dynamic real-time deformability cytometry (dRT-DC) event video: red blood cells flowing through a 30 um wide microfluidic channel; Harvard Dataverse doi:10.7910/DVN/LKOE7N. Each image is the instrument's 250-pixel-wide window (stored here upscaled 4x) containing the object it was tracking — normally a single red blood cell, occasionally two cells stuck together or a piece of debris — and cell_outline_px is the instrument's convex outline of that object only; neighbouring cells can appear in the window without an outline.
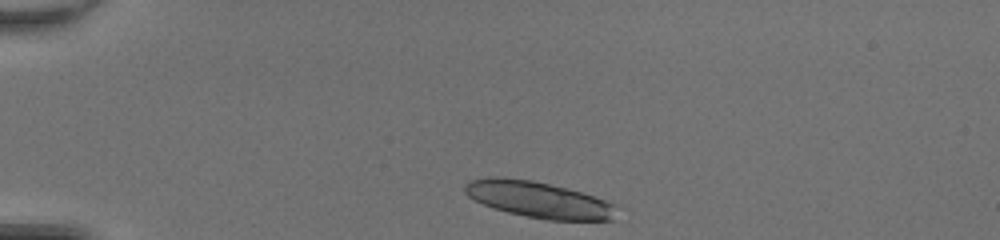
{"species": "common noctule bat (a hibernating species)", "species_latin": "Nyctalus noctula", "temperature_condition": "room temperature", "stored_images_in_passage": 38, "segment_of_instrument_passage": [1, 2], "camera_frame_rate_fps": 3000, "um_per_image_px": 0.085, "animal": {"sex": "female", "body_mass_g": 20.0, "forearm_length_mm": 54.0}, "frame": {"image": 1, "passage_image": 1, "time_ms": 0.0, "image_size_px": [1000, 240], "cell_outline_px": [[624, 208], [612, 220], [548, 220], [508, 212], [484, 204], [468, 196], [464, 192], [464, 184], [468, 180], [488, 176], [504, 176], [532, 180], [568, 188], [616, 204]], "centroid_in_image_um": [45.83, 16.95], "position_along_channel_um": 39.2, "area_um2": 32.43}}